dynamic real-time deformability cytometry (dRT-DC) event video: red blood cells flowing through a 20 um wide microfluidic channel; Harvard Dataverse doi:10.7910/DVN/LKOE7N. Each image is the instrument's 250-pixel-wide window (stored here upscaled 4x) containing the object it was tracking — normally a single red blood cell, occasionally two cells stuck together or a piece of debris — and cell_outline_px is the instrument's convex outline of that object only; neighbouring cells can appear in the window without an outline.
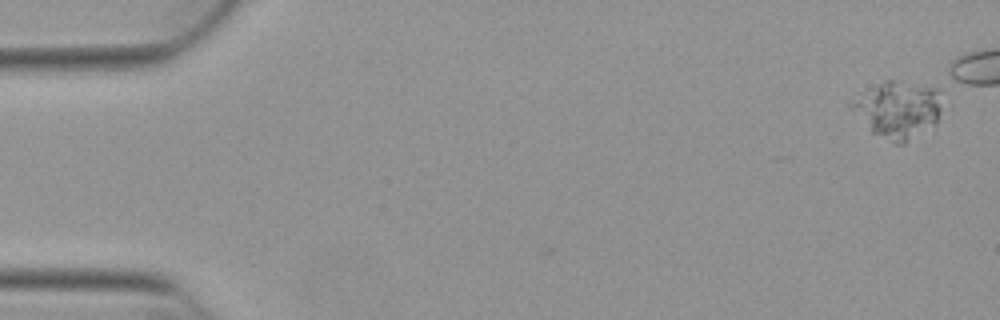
{"species": "Egyptian fruit bat (a non-hibernating species)", "species_latin": "Rousettus aegyptiacus", "temperature_condition": "warm", "stored_images_in_passage": 5, "camera_frame_rate_fps": 3000, "um_per_image_px": 0.085, "animal": {"sex": "female"}, "frame": {"image": 1, "passage_image": 1, "time_ms": 0.0, "image_size_px": [1000, 320], "cell_outline_px": [[940, 112], [936, 124], [904, 144], [896, 144], [872, 132], [848, 108], [848, 104], [884, 80], [892, 80], [936, 88], [940, 92]], "centroid_in_image_um": [76.33, 9.35], "position_along_channel_um": 8.7, "area_um2": 29.59}}